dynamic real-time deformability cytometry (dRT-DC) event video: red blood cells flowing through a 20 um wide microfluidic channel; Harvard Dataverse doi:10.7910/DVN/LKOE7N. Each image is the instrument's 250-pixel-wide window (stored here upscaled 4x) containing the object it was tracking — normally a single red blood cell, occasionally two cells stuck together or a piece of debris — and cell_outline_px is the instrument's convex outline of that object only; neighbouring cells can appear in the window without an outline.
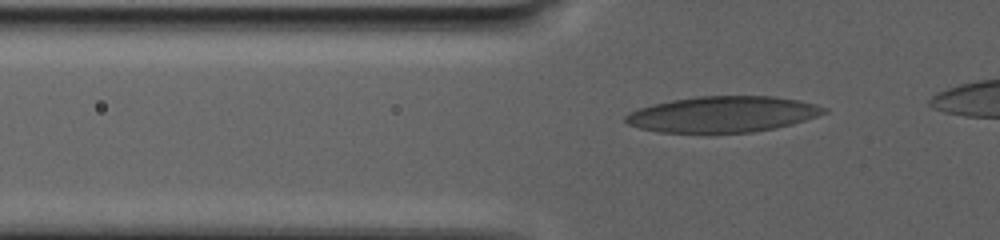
{"species": "human", "species_latin": "Homo sapiens", "temperature_condition": "warm", "stored_images_in_passage": 61, "camera_frame_rate_fps": 3000, "um_per_image_px": 0.085, "donor": {"sex": "male"}, "frame": {"image": 1, "passage_image": 7, "time_ms": 2.0, "image_size_px": [1000, 240], "cell_outline_px": [[828, 112], [792, 124], [752, 132], [660, 132], [640, 128], [628, 124], [624, 120], [624, 116], [628, 112], [652, 104], [672, 100], [696, 96], [776, 96], [800, 100], [816, 104], [828, 108]], "centroid_in_image_um": [61.44, 9.7], "position_along_channel_um": 64.4, "area_um2": 41.44}}
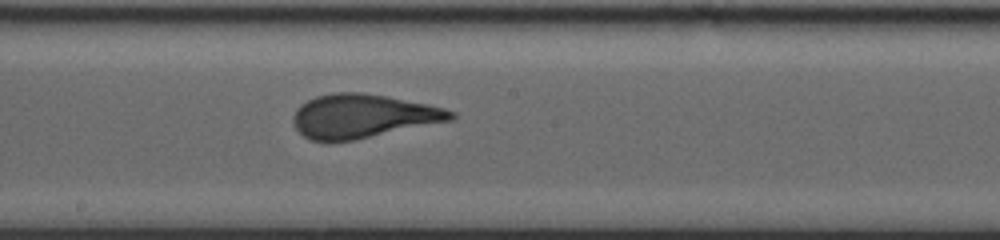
{"frame": {"image": 2, "passage_image": 29, "time_ms": 9.333, "image_size_px": [1000, 240], "cell_outline_px": [[456, 116], [452, 120], [352, 140], [328, 144], [324, 144], [312, 140], [304, 136], [296, 128], [292, 120], [292, 116], [296, 108], [300, 104], [316, 96], [336, 92], [360, 92], [388, 96], [428, 104], [444, 108], [456, 112]], "centroid_in_image_um": [30.79, 9.88], "position_along_channel_um": 217.4, "area_um2": 40.52}}
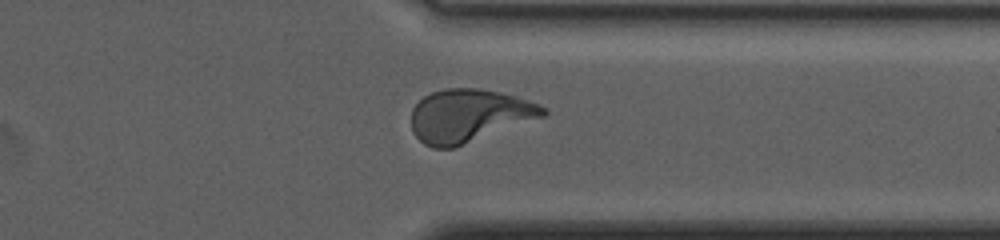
{"frame": {"image": 3, "passage_image": 50, "time_ms": 16.333, "image_size_px": [1000, 240], "cell_outline_px": [[548, 112], [544, 116], [452, 148], [432, 148], [424, 144], [412, 132], [412, 108], [424, 96], [432, 92], [444, 88], [480, 88], [500, 92], [516, 96], [528, 100], [544, 108]], "centroid_in_image_um": [39.82, 9.82], "position_along_channel_um": 371.6, "area_um2": 40.29}}